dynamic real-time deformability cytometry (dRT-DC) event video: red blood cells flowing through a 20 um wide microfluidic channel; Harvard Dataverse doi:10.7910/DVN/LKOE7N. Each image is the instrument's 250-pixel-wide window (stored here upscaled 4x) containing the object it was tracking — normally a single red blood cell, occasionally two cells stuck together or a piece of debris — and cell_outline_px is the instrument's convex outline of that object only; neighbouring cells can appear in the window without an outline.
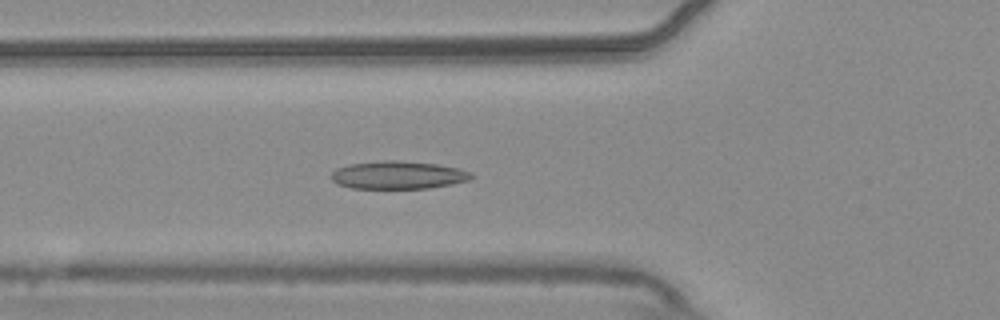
{"species": "common noctule bat (a hibernating species)", "species_latin": "Nyctalus noctula", "temperature_condition": "warm", "stored_images_in_passage": 48, "camera_frame_rate_fps": 3000, "um_per_image_px": 0.085, "animal": {"sex": "male", "body_mass_g": 20.4}, "frame": {"image": 1, "passage_image": 13, "time_ms": 4.0, "image_size_px": [1000, 320], "cell_outline_px": [[472, 176], [468, 180], [452, 184], [428, 188], [352, 188], [336, 184], [332, 180], [332, 172], [336, 168], [348, 164], [384, 160], [400, 160], [436, 164], [460, 168], [472, 172]], "centroid_in_image_um": [33.82, 14.87], "position_along_channel_um": 92.0, "area_um2": 22.83}}
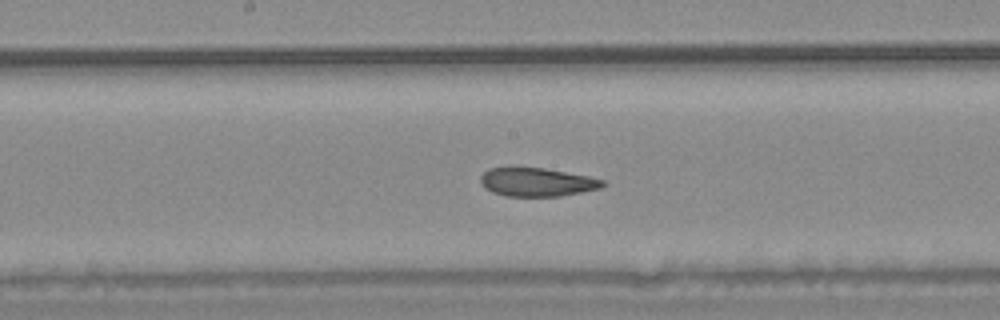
{"frame": {"image": 2, "passage_image": 22, "time_ms": 7.0, "image_size_px": [1000, 320], "cell_outline_px": [[608, 184], [600, 188], [560, 196], [504, 196], [492, 192], [484, 188], [480, 184], [480, 176], [488, 168], [544, 168], [588, 176], [604, 180]], "centroid_in_image_um": [45.62, 15.48], "position_along_channel_um": 202.6, "area_um2": 20.29}}
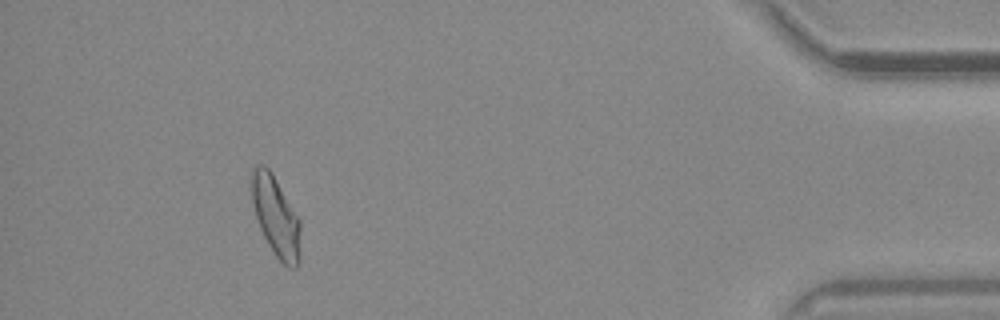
{"frame": {"image": 3, "passage_image": 44, "time_ms": 14.333, "image_size_px": [1000, 320], "cell_outline_px": [[300, 256], [296, 268], [288, 268], [276, 256], [268, 244], [260, 228], [252, 204], [248, 176], [252, 168], [256, 164], [264, 164], [272, 172], [300, 220]], "centroid_in_image_um": [23.4, 18.32], "position_along_channel_um": 411.8, "area_um2": 23.24}, "authors_computed_cell_mechanics": {"area_um2": 22.0796, "velocity_mm_per_s": 3.6714, "shape_relaxation_time_tau1_ms": null, "shape_relaxation_time_tau2_ms": 3.0281, "deformation_change_tau1": null, "deformation_change_tau2": 0.083}}